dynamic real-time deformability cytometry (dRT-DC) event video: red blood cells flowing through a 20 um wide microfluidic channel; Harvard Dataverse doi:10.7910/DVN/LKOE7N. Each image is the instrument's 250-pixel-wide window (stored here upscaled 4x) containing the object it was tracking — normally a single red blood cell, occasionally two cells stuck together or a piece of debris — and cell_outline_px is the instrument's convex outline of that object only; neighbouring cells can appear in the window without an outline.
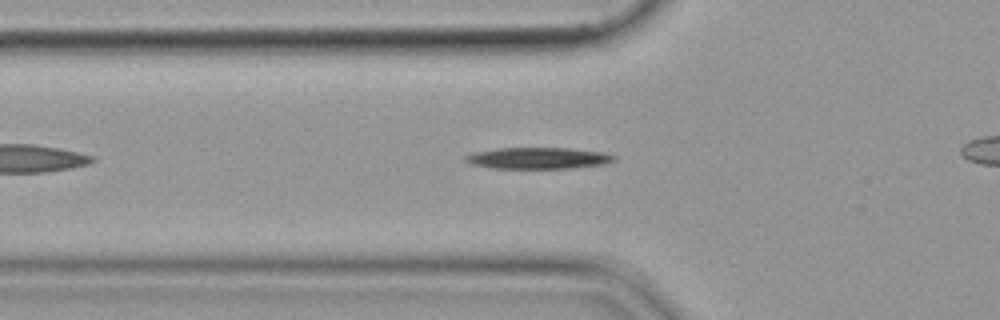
{"species": "common noctule bat (a hibernating species)", "species_latin": "Nyctalus noctula", "temperature_condition": "cold", "stored_images_in_passage": 36, "camera_frame_rate_fps": 3000, "um_per_image_px": 0.085, "animal": {"sex": "female", "body_mass_g": 19.9}, "frame": {"image": 1, "passage_image": 7, "time_ms": 2.0, "image_size_px": [1000, 320], "cell_outline_px": [[616, 160], [604, 164], [572, 168], [492, 168], [472, 164], [464, 160], [464, 156], [472, 152], [496, 148], [572, 148], [604, 152], [616, 156]], "centroid_in_image_um": [45.74, 13.43], "position_along_channel_um": 80.1, "area_um2": 18.67}}
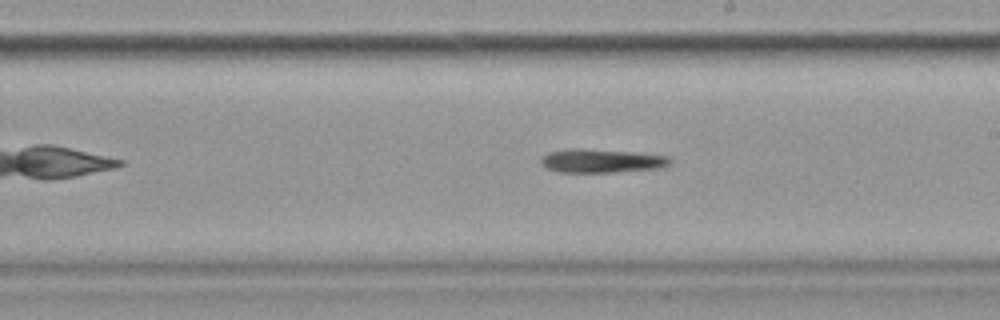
{"frame": {"image": 2, "passage_image": 20, "time_ms": 6.333, "image_size_px": [1000, 320], "cell_outline_px": [[672, 164], [664, 168], [612, 172], [556, 172], [540, 164], [540, 160], [548, 152], [580, 148], [636, 152], [668, 156], [672, 160]], "centroid_in_image_um": [51.19, 13.68], "position_along_channel_um": 237.8, "area_um2": 17.92}}
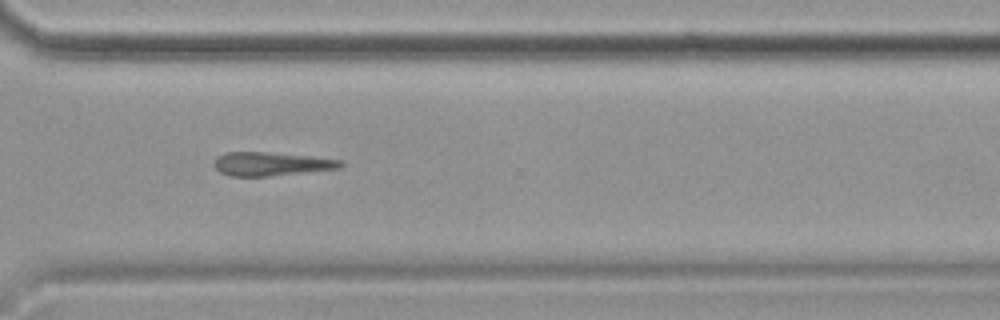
{"frame": {"image": 3, "passage_image": 29, "time_ms": 9.333, "image_size_px": [1000, 320], "cell_outline_px": [[344, 164], [340, 168], [268, 176], [228, 176], [220, 172], [212, 164], [216, 156], [228, 152], [264, 152], [308, 156], [344, 160]], "centroid_in_image_um": [23.02, 13.93], "position_along_channel_um": 347.6, "area_um2": 17.34}}